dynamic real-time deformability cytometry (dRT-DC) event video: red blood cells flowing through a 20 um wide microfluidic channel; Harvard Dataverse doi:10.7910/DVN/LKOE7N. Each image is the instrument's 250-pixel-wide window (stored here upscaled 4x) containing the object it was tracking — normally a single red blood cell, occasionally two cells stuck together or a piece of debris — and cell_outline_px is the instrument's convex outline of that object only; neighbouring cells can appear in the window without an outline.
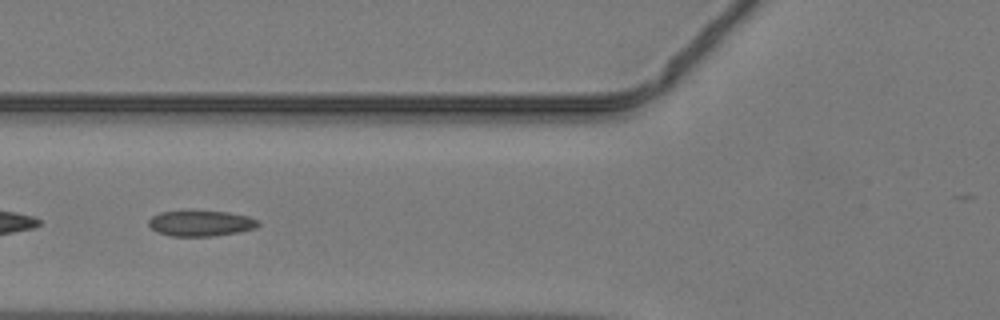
{"species": "common noctule bat (a hibernating species)", "species_latin": "Nyctalus noctula", "temperature_condition": "warm", "stored_images_in_passage": 47, "segment_of_instrument_passage": [2, 2], "camera_frame_rate_fps": 3000, "um_per_image_px": 0.085, "animal": {"sex": "male", "body_mass_g": 19.2, "forearm_length_mm": 51.8}, "frame": {"image": 1, "passage_image": 18, "time_ms": 5.667, "image_size_px": [1000, 320], "cell_outline_px": [[260, 224], [256, 228], [240, 232], [212, 236], [172, 236], [156, 232], [148, 224], [148, 220], [152, 216], [160, 212], [228, 212], [248, 216], [260, 220]], "centroid_in_image_um": [17.1, 19.0], "position_along_channel_um": 108.7, "area_um2": 16.24}}
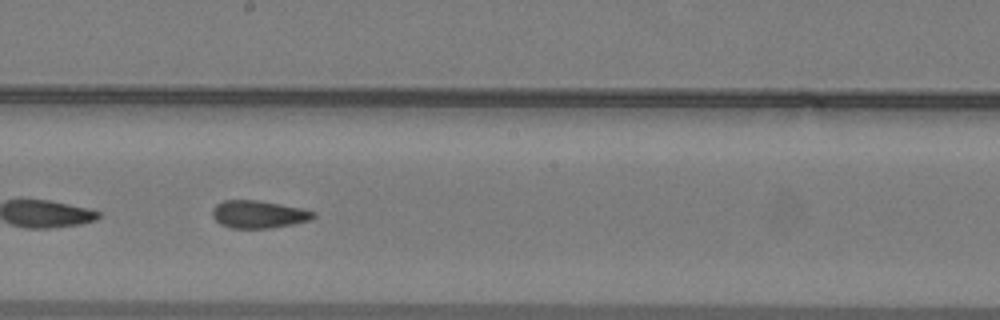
{"frame": {"image": 2, "passage_image": 26, "time_ms": 8.333, "image_size_px": [1000, 320], "cell_outline_px": [[316, 216], [312, 220], [292, 224], [268, 228], [232, 228], [220, 224], [212, 216], [212, 208], [216, 204], [224, 200], [260, 200], [304, 208], [316, 212]], "centroid_in_image_um": [22.0, 18.2], "position_along_channel_um": 226.2, "area_um2": 16.47}}
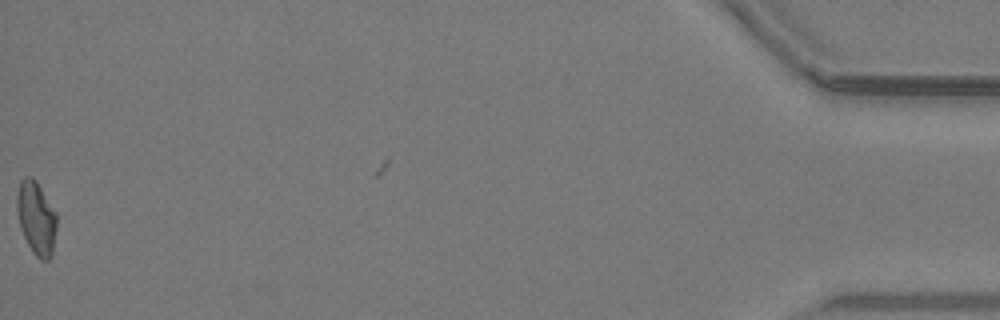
{"frame": {"image": 3, "passage_image": 47, "time_ms": 15.333, "image_size_px": [1000, 320], "cell_outline_px": [[56, 228], [52, 256], [48, 260], [40, 260], [32, 252], [20, 228], [16, 208], [16, 196], [20, 180], [24, 176], [32, 176], [36, 180], [56, 212]], "centroid_in_image_um": [3.07, 18.52], "position_along_channel_um": 432.1, "area_um2": 17.17}}